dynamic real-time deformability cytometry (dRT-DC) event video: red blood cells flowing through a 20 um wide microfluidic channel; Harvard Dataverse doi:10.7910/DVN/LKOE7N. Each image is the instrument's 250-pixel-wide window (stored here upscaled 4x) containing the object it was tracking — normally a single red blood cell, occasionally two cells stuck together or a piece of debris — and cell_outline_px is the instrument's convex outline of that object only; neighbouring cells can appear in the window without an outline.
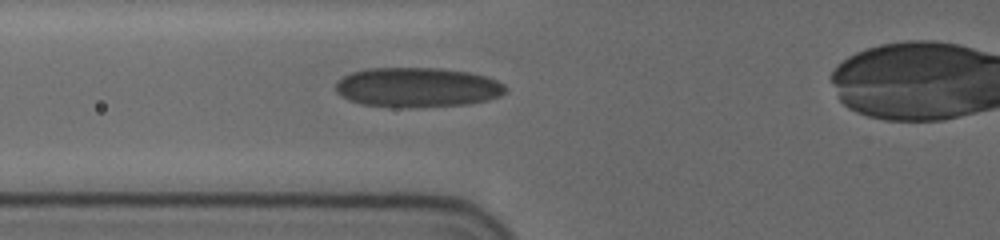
{"species": "human", "species_latin": "Homo sapiens", "temperature_condition": "cold", "stored_images_in_passage": 19, "camera_frame_rate_fps": 3000, "um_per_image_px": 0.085, "donor": {"sex": "female"}, "frame": {"image": 1, "passage_image": 9, "time_ms": 2.667, "image_size_px": [1000, 240], "cell_outline_px": [[504, 92], [500, 96], [488, 100], [468, 104], [360, 104], [348, 100], [336, 92], [336, 84], [344, 76], [352, 72], [368, 68], [440, 68], [468, 72], [484, 76], [496, 80], [504, 84]], "centroid_in_image_um": [35.48, 7.37], "position_along_channel_um": 90.3, "area_um2": 37.69}}
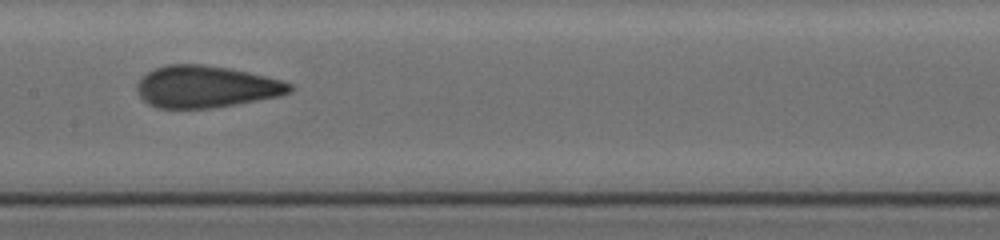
{"frame": {"image": 2, "passage_image": 14, "time_ms": 4.333, "image_size_px": [1000, 240], "cell_outline_px": [[296, 88], [292, 92], [280, 96], [236, 104], [212, 108], [156, 108], [148, 104], [140, 96], [136, 88], [136, 84], [148, 72], [156, 68], [168, 64], [200, 64], [232, 68], [284, 80], [292, 84]], "centroid_in_image_um": [17.57, 7.37], "position_along_channel_um": 189.8, "area_um2": 37.57}}
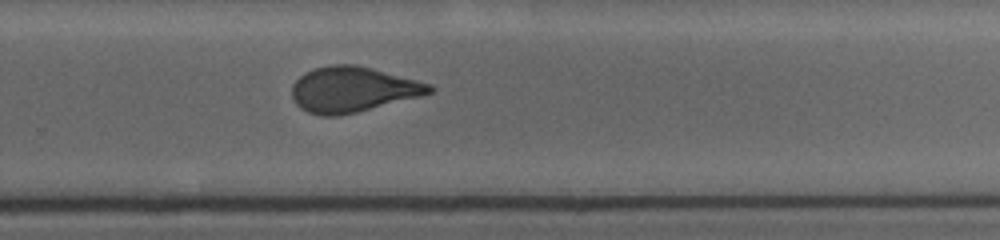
{"frame": {"image": 3, "passage_image": 19, "time_ms": 6.0, "image_size_px": [1000, 240], "cell_outline_px": [[436, 88], [432, 92], [420, 96], [356, 112], [336, 116], [320, 116], [308, 112], [300, 108], [292, 100], [292, 84], [304, 72], [312, 68], [332, 64], [356, 64], [372, 68], [432, 84]], "centroid_in_image_um": [29.95, 7.59], "position_along_channel_um": 299.9, "area_um2": 36.47}}